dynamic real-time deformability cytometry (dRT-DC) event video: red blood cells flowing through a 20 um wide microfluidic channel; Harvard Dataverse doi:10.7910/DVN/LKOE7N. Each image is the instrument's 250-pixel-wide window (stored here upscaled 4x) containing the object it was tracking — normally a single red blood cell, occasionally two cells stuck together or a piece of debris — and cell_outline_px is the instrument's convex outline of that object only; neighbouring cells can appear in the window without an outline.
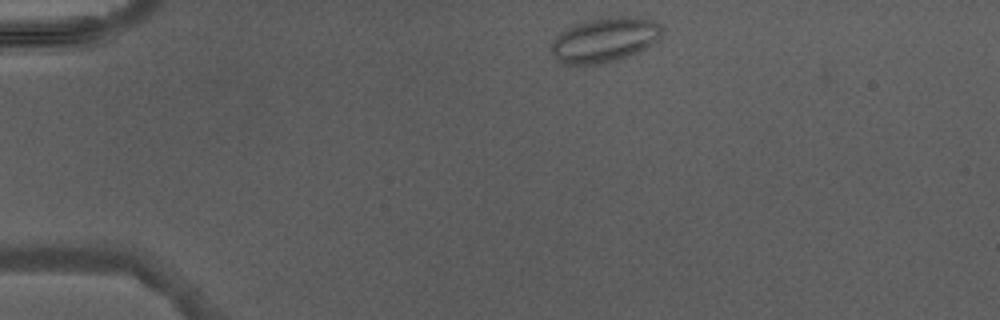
{"species": "Egyptian fruit bat (a non-hibernating species)", "species_latin": "Rousettus aegyptiacus", "temperature_condition": "warm", "stored_images_in_passage": 2, "camera_frame_rate_fps": 3000, "um_per_image_px": 0.085, "animal": {"sex": "male"}, "frame": {"image": 1, "passage_image": 1, "time_ms": 0.0, "image_size_px": [1000, 320], "cell_outline_px": [[664, 28], [660, 36], [652, 44], [640, 52], [616, 60], [600, 64], [560, 64], [552, 56], [552, 40], [560, 32], [572, 24], [584, 20], [620, 16], [628, 16], [656, 20]], "centroid_in_image_um": [51.38, 3.38], "position_along_channel_um": 33.6, "area_um2": 29.19}}